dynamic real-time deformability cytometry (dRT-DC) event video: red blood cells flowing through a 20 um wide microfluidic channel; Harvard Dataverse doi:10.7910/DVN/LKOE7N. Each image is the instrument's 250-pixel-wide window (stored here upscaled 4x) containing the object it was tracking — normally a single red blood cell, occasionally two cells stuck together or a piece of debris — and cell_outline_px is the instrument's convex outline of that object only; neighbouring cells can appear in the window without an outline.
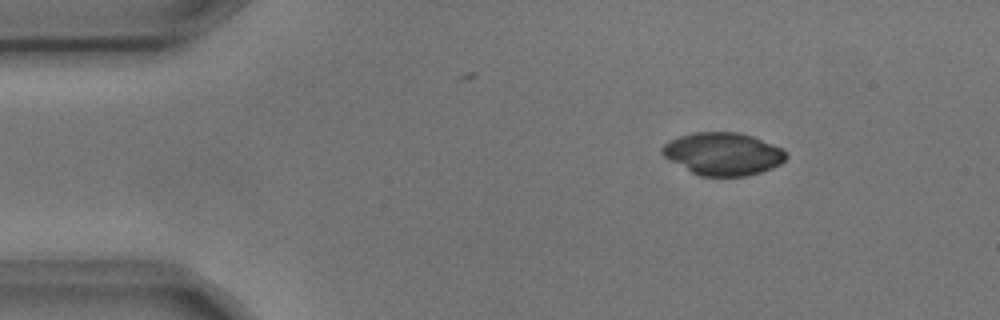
{"species": "common noctule bat (a hibernating species)", "species_latin": "Nyctalus noctula", "temperature_condition": "cold", "stored_images_in_passage": 3, "camera_frame_rate_fps": 3000, "um_per_image_px": 0.085, "animal": {"sex": "male", "body_mass_g": 17.9, "forearm_length_mm": 54.2}, "frame": {"image": 1, "passage_image": 1, "time_ms": 0.0, "image_size_px": [1000, 320], "cell_outline_px": [[788, 156], [780, 164], [772, 168], [748, 176], [700, 176], [692, 172], [664, 156], [660, 152], [660, 148], [668, 140], [692, 132], [740, 132], [752, 136], [772, 144], [788, 152]], "centroid_in_image_um": [61.45, 13.07], "position_along_channel_um": 23.5, "area_um2": 30.75}}